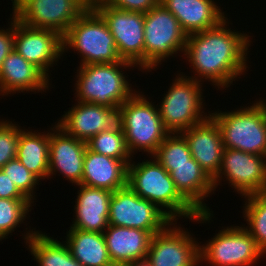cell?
Listing matches in <instances>:
<instances>
[{
	"label": "cell",
	"mask_w": 266,
	"mask_h": 266,
	"mask_svg": "<svg viewBox=\"0 0 266 266\" xmlns=\"http://www.w3.org/2000/svg\"><path fill=\"white\" fill-rule=\"evenodd\" d=\"M31 206L28 199L0 198V240L6 239L19 224L24 223Z\"/></svg>",
	"instance_id": "4dcf8cb0"
},
{
	"label": "cell",
	"mask_w": 266,
	"mask_h": 266,
	"mask_svg": "<svg viewBox=\"0 0 266 266\" xmlns=\"http://www.w3.org/2000/svg\"><path fill=\"white\" fill-rule=\"evenodd\" d=\"M2 170L14 182L19 191L30 201L34 202V190L39 183V179L31 173L17 157L8 161Z\"/></svg>",
	"instance_id": "1f68e13d"
},
{
	"label": "cell",
	"mask_w": 266,
	"mask_h": 266,
	"mask_svg": "<svg viewBox=\"0 0 266 266\" xmlns=\"http://www.w3.org/2000/svg\"><path fill=\"white\" fill-rule=\"evenodd\" d=\"M17 159L39 180L48 178L49 172V132L37 133L21 130Z\"/></svg>",
	"instance_id": "484cf974"
},
{
	"label": "cell",
	"mask_w": 266,
	"mask_h": 266,
	"mask_svg": "<svg viewBox=\"0 0 266 266\" xmlns=\"http://www.w3.org/2000/svg\"><path fill=\"white\" fill-rule=\"evenodd\" d=\"M23 237L38 266H83L71 255L66 243L33 229Z\"/></svg>",
	"instance_id": "4316f807"
},
{
	"label": "cell",
	"mask_w": 266,
	"mask_h": 266,
	"mask_svg": "<svg viewBox=\"0 0 266 266\" xmlns=\"http://www.w3.org/2000/svg\"><path fill=\"white\" fill-rule=\"evenodd\" d=\"M75 218L71 228L103 233L108 227L110 199L113 192L79 184Z\"/></svg>",
	"instance_id": "ffe728a7"
},
{
	"label": "cell",
	"mask_w": 266,
	"mask_h": 266,
	"mask_svg": "<svg viewBox=\"0 0 266 266\" xmlns=\"http://www.w3.org/2000/svg\"><path fill=\"white\" fill-rule=\"evenodd\" d=\"M192 157L213 179L221 166L224 144L217 123L211 118L182 131Z\"/></svg>",
	"instance_id": "ac0fdd59"
},
{
	"label": "cell",
	"mask_w": 266,
	"mask_h": 266,
	"mask_svg": "<svg viewBox=\"0 0 266 266\" xmlns=\"http://www.w3.org/2000/svg\"><path fill=\"white\" fill-rule=\"evenodd\" d=\"M128 266H153L152 263L150 262V260L145 257V258H141L135 261H131L126 263Z\"/></svg>",
	"instance_id": "8d00e7d4"
},
{
	"label": "cell",
	"mask_w": 266,
	"mask_h": 266,
	"mask_svg": "<svg viewBox=\"0 0 266 266\" xmlns=\"http://www.w3.org/2000/svg\"><path fill=\"white\" fill-rule=\"evenodd\" d=\"M51 129L53 133L49 131L48 178L59 172L74 185L81 184L86 142L67 134L57 124Z\"/></svg>",
	"instance_id": "e0dca14e"
},
{
	"label": "cell",
	"mask_w": 266,
	"mask_h": 266,
	"mask_svg": "<svg viewBox=\"0 0 266 266\" xmlns=\"http://www.w3.org/2000/svg\"><path fill=\"white\" fill-rule=\"evenodd\" d=\"M113 266H128V265L125 263V264H114Z\"/></svg>",
	"instance_id": "60d3db41"
},
{
	"label": "cell",
	"mask_w": 266,
	"mask_h": 266,
	"mask_svg": "<svg viewBox=\"0 0 266 266\" xmlns=\"http://www.w3.org/2000/svg\"><path fill=\"white\" fill-rule=\"evenodd\" d=\"M105 230L103 236L113 265L147 257L151 232L114 225H108Z\"/></svg>",
	"instance_id": "603a6c76"
},
{
	"label": "cell",
	"mask_w": 266,
	"mask_h": 266,
	"mask_svg": "<svg viewBox=\"0 0 266 266\" xmlns=\"http://www.w3.org/2000/svg\"><path fill=\"white\" fill-rule=\"evenodd\" d=\"M162 166L170 173L171 179L174 181L179 193L199 213L210 212L204 198L216 190L213 179L200 167L193 157L191 158V164Z\"/></svg>",
	"instance_id": "7402d4cb"
},
{
	"label": "cell",
	"mask_w": 266,
	"mask_h": 266,
	"mask_svg": "<svg viewBox=\"0 0 266 266\" xmlns=\"http://www.w3.org/2000/svg\"><path fill=\"white\" fill-rule=\"evenodd\" d=\"M266 156L224 148L222 162L213 178L214 188L225 177L240 195L266 192ZM224 175V176H223Z\"/></svg>",
	"instance_id": "7c38bea8"
},
{
	"label": "cell",
	"mask_w": 266,
	"mask_h": 266,
	"mask_svg": "<svg viewBox=\"0 0 266 266\" xmlns=\"http://www.w3.org/2000/svg\"><path fill=\"white\" fill-rule=\"evenodd\" d=\"M61 118L57 125L67 134L85 142L105 130L124 133L121 105L110 108L77 101Z\"/></svg>",
	"instance_id": "4fadbf2b"
},
{
	"label": "cell",
	"mask_w": 266,
	"mask_h": 266,
	"mask_svg": "<svg viewBox=\"0 0 266 266\" xmlns=\"http://www.w3.org/2000/svg\"><path fill=\"white\" fill-rule=\"evenodd\" d=\"M88 8L82 0H28L13 16L27 26L63 36Z\"/></svg>",
	"instance_id": "9a60e30c"
},
{
	"label": "cell",
	"mask_w": 266,
	"mask_h": 266,
	"mask_svg": "<svg viewBox=\"0 0 266 266\" xmlns=\"http://www.w3.org/2000/svg\"><path fill=\"white\" fill-rule=\"evenodd\" d=\"M152 158L128 164L127 185L141 198L156 204L173 221L182 216L199 223L210 222L212 211L199 213L176 189L170 173Z\"/></svg>",
	"instance_id": "7a4b0ae2"
},
{
	"label": "cell",
	"mask_w": 266,
	"mask_h": 266,
	"mask_svg": "<svg viewBox=\"0 0 266 266\" xmlns=\"http://www.w3.org/2000/svg\"><path fill=\"white\" fill-rule=\"evenodd\" d=\"M49 79L40 68L13 49L0 69V94L5 96L14 92H44L50 86Z\"/></svg>",
	"instance_id": "d6986e66"
},
{
	"label": "cell",
	"mask_w": 266,
	"mask_h": 266,
	"mask_svg": "<svg viewBox=\"0 0 266 266\" xmlns=\"http://www.w3.org/2000/svg\"><path fill=\"white\" fill-rule=\"evenodd\" d=\"M175 224L177 221H171L163 230L153 235L147 258L153 266H198L199 243L188 231Z\"/></svg>",
	"instance_id": "5bb4252c"
},
{
	"label": "cell",
	"mask_w": 266,
	"mask_h": 266,
	"mask_svg": "<svg viewBox=\"0 0 266 266\" xmlns=\"http://www.w3.org/2000/svg\"><path fill=\"white\" fill-rule=\"evenodd\" d=\"M104 3L121 10L147 13L159 3V0H105Z\"/></svg>",
	"instance_id": "836d02e7"
},
{
	"label": "cell",
	"mask_w": 266,
	"mask_h": 266,
	"mask_svg": "<svg viewBox=\"0 0 266 266\" xmlns=\"http://www.w3.org/2000/svg\"><path fill=\"white\" fill-rule=\"evenodd\" d=\"M244 219L248 226L246 230L254 238L257 245L266 255V192L244 196Z\"/></svg>",
	"instance_id": "83f0119b"
},
{
	"label": "cell",
	"mask_w": 266,
	"mask_h": 266,
	"mask_svg": "<svg viewBox=\"0 0 266 266\" xmlns=\"http://www.w3.org/2000/svg\"><path fill=\"white\" fill-rule=\"evenodd\" d=\"M122 66L126 69L136 65L122 59L116 63L79 66L74 87L76 100L110 108L122 105L135 93L123 75Z\"/></svg>",
	"instance_id": "3957f363"
},
{
	"label": "cell",
	"mask_w": 266,
	"mask_h": 266,
	"mask_svg": "<svg viewBox=\"0 0 266 266\" xmlns=\"http://www.w3.org/2000/svg\"><path fill=\"white\" fill-rule=\"evenodd\" d=\"M161 165L191 164V152L181 133H170L153 155Z\"/></svg>",
	"instance_id": "f546056e"
},
{
	"label": "cell",
	"mask_w": 266,
	"mask_h": 266,
	"mask_svg": "<svg viewBox=\"0 0 266 266\" xmlns=\"http://www.w3.org/2000/svg\"><path fill=\"white\" fill-rule=\"evenodd\" d=\"M260 103L262 104V106L264 107L265 111H266V102H264V99L261 100L259 99Z\"/></svg>",
	"instance_id": "ab89813d"
},
{
	"label": "cell",
	"mask_w": 266,
	"mask_h": 266,
	"mask_svg": "<svg viewBox=\"0 0 266 266\" xmlns=\"http://www.w3.org/2000/svg\"><path fill=\"white\" fill-rule=\"evenodd\" d=\"M12 1V13H16L28 0H11Z\"/></svg>",
	"instance_id": "74e56055"
},
{
	"label": "cell",
	"mask_w": 266,
	"mask_h": 266,
	"mask_svg": "<svg viewBox=\"0 0 266 266\" xmlns=\"http://www.w3.org/2000/svg\"><path fill=\"white\" fill-rule=\"evenodd\" d=\"M224 148L266 156V111L260 101L238 110L210 113Z\"/></svg>",
	"instance_id": "5b68a950"
},
{
	"label": "cell",
	"mask_w": 266,
	"mask_h": 266,
	"mask_svg": "<svg viewBox=\"0 0 266 266\" xmlns=\"http://www.w3.org/2000/svg\"><path fill=\"white\" fill-rule=\"evenodd\" d=\"M81 185L114 192L127 185V165L86 148Z\"/></svg>",
	"instance_id": "cb8c5ba5"
},
{
	"label": "cell",
	"mask_w": 266,
	"mask_h": 266,
	"mask_svg": "<svg viewBox=\"0 0 266 266\" xmlns=\"http://www.w3.org/2000/svg\"><path fill=\"white\" fill-rule=\"evenodd\" d=\"M0 198L27 199L2 169H0Z\"/></svg>",
	"instance_id": "d590c367"
},
{
	"label": "cell",
	"mask_w": 266,
	"mask_h": 266,
	"mask_svg": "<svg viewBox=\"0 0 266 266\" xmlns=\"http://www.w3.org/2000/svg\"><path fill=\"white\" fill-rule=\"evenodd\" d=\"M89 8H93L95 5L104 2L105 0H82Z\"/></svg>",
	"instance_id": "f35d334b"
},
{
	"label": "cell",
	"mask_w": 266,
	"mask_h": 266,
	"mask_svg": "<svg viewBox=\"0 0 266 266\" xmlns=\"http://www.w3.org/2000/svg\"><path fill=\"white\" fill-rule=\"evenodd\" d=\"M14 49L49 77L48 70L63 55L62 36L54 30L27 26L15 18Z\"/></svg>",
	"instance_id": "2e32d148"
},
{
	"label": "cell",
	"mask_w": 266,
	"mask_h": 266,
	"mask_svg": "<svg viewBox=\"0 0 266 266\" xmlns=\"http://www.w3.org/2000/svg\"><path fill=\"white\" fill-rule=\"evenodd\" d=\"M173 221L156 204L138 196L128 185L113 192L108 224L136 228L153 235Z\"/></svg>",
	"instance_id": "30bf717a"
},
{
	"label": "cell",
	"mask_w": 266,
	"mask_h": 266,
	"mask_svg": "<svg viewBox=\"0 0 266 266\" xmlns=\"http://www.w3.org/2000/svg\"><path fill=\"white\" fill-rule=\"evenodd\" d=\"M186 41L177 18L159 2L144 13V70L149 72L174 53H183Z\"/></svg>",
	"instance_id": "ba28073f"
},
{
	"label": "cell",
	"mask_w": 266,
	"mask_h": 266,
	"mask_svg": "<svg viewBox=\"0 0 266 266\" xmlns=\"http://www.w3.org/2000/svg\"><path fill=\"white\" fill-rule=\"evenodd\" d=\"M201 84L183 73L173 80L158 107L163 125L170 133H181L210 117L202 110L205 100Z\"/></svg>",
	"instance_id": "52a82bcc"
},
{
	"label": "cell",
	"mask_w": 266,
	"mask_h": 266,
	"mask_svg": "<svg viewBox=\"0 0 266 266\" xmlns=\"http://www.w3.org/2000/svg\"><path fill=\"white\" fill-rule=\"evenodd\" d=\"M159 2L177 18L187 35L215 27L226 18L214 0H159Z\"/></svg>",
	"instance_id": "44dd1931"
},
{
	"label": "cell",
	"mask_w": 266,
	"mask_h": 266,
	"mask_svg": "<svg viewBox=\"0 0 266 266\" xmlns=\"http://www.w3.org/2000/svg\"><path fill=\"white\" fill-rule=\"evenodd\" d=\"M66 236L63 242L83 266H113L103 233L70 228Z\"/></svg>",
	"instance_id": "d4e9b609"
},
{
	"label": "cell",
	"mask_w": 266,
	"mask_h": 266,
	"mask_svg": "<svg viewBox=\"0 0 266 266\" xmlns=\"http://www.w3.org/2000/svg\"><path fill=\"white\" fill-rule=\"evenodd\" d=\"M10 28L0 29V69L3 61L14 49V36H15V17L11 18Z\"/></svg>",
	"instance_id": "e575fe53"
},
{
	"label": "cell",
	"mask_w": 266,
	"mask_h": 266,
	"mask_svg": "<svg viewBox=\"0 0 266 266\" xmlns=\"http://www.w3.org/2000/svg\"><path fill=\"white\" fill-rule=\"evenodd\" d=\"M22 129L11 121H0V169L17 157L18 141Z\"/></svg>",
	"instance_id": "d6a6232c"
},
{
	"label": "cell",
	"mask_w": 266,
	"mask_h": 266,
	"mask_svg": "<svg viewBox=\"0 0 266 266\" xmlns=\"http://www.w3.org/2000/svg\"><path fill=\"white\" fill-rule=\"evenodd\" d=\"M121 106L124 135L130 154L133 156L139 150L152 157L170 134L163 125L158 108L142 92L137 91Z\"/></svg>",
	"instance_id": "8992f818"
},
{
	"label": "cell",
	"mask_w": 266,
	"mask_h": 266,
	"mask_svg": "<svg viewBox=\"0 0 266 266\" xmlns=\"http://www.w3.org/2000/svg\"><path fill=\"white\" fill-rule=\"evenodd\" d=\"M226 20L227 17L215 27L187 35L183 53L196 75L187 77L200 82L204 77L218 89L228 88L233 81L241 78L238 76L248 68L246 58L250 52V36L232 31L227 27L229 22Z\"/></svg>",
	"instance_id": "6da1fadb"
},
{
	"label": "cell",
	"mask_w": 266,
	"mask_h": 266,
	"mask_svg": "<svg viewBox=\"0 0 266 266\" xmlns=\"http://www.w3.org/2000/svg\"><path fill=\"white\" fill-rule=\"evenodd\" d=\"M93 8L108 25L121 59L144 70V13L113 8L104 2Z\"/></svg>",
	"instance_id": "8fae6325"
},
{
	"label": "cell",
	"mask_w": 266,
	"mask_h": 266,
	"mask_svg": "<svg viewBox=\"0 0 266 266\" xmlns=\"http://www.w3.org/2000/svg\"><path fill=\"white\" fill-rule=\"evenodd\" d=\"M86 144L93 152L122 160L127 166L132 161L124 133L105 130L91 137Z\"/></svg>",
	"instance_id": "f1b7e54d"
},
{
	"label": "cell",
	"mask_w": 266,
	"mask_h": 266,
	"mask_svg": "<svg viewBox=\"0 0 266 266\" xmlns=\"http://www.w3.org/2000/svg\"><path fill=\"white\" fill-rule=\"evenodd\" d=\"M211 239L207 244L200 245V263L208 261L211 266H252L265 254L244 225L226 227Z\"/></svg>",
	"instance_id": "9c48e42d"
},
{
	"label": "cell",
	"mask_w": 266,
	"mask_h": 266,
	"mask_svg": "<svg viewBox=\"0 0 266 266\" xmlns=\"http://www.w3.org/2000/svg\"><path fill=\"white\" fill-rule=\"evenodd\" d=\"M62 44L63 53L69 48L80 53V66L122 60L108 25L92 7L71 24L62 36Z\"/></svg>",
	"instance_id": "277c9868"
}]
</instances>
